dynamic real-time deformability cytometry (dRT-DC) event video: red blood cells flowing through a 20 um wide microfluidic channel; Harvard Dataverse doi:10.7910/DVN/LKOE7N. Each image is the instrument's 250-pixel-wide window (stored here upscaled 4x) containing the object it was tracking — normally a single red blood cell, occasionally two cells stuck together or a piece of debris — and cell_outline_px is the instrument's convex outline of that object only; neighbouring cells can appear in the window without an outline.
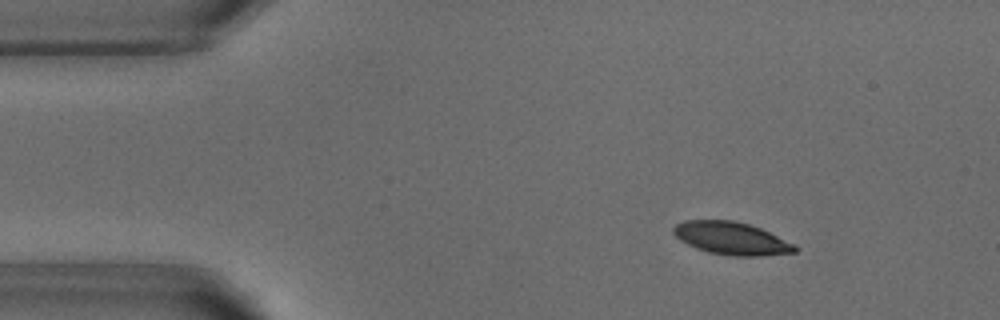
{"species": "common noctule bat (a hibernating species)", "species_latin": "Nyctalus noctula", "temperature_condition": "warm", "stored_images_in_passage": 48, "camera_frame_rate_fps": 3000, "um_per_image_px": 0.085, "animal": {"sex": "male", "body_mass_g": 18.8}, "frame": {"image": 1, "passage_image": 3, "time_ms": 0.667, "image_size_px": [1000, 320], "cell_outline_px": [[800, 248], [796, 252], [760, 256], [732, 256], [708, 252], [696, 248], [680, 240], [672, 232], [672, 228], [676, 224], [684, 220], [732, 220], [748, 224], [760, 228], [796, 244]], "centroid_in_image_um": [62.19, 20.26], "position_along_channel_um": 22.8, "area_um2": 23.24}}
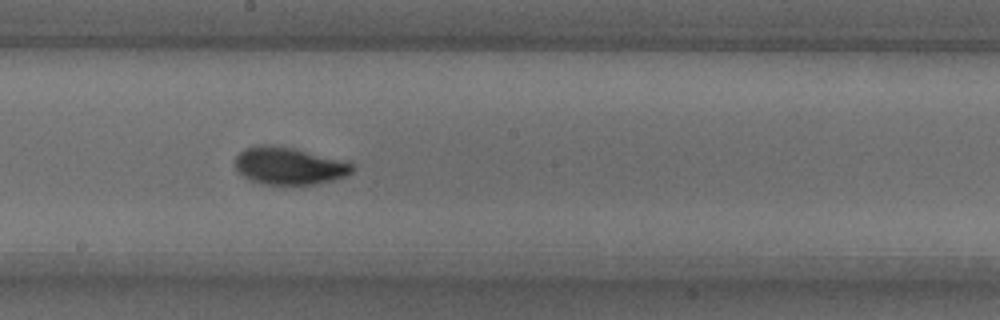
{"frame": {"image": 2, "passage_image": 24, "time_ms": 7.667, "image_size_px": [1000, 320], "cell_outline_px": [[356, 168], [348, 176], [316, 184], [264, 184], [252, 180], [236, 172], [236, 156], [244, 148], [260, 144], [264, 144], [292, 148], [344, 160], [352, 164]], "centroid_in_image_um": [24.58, 14.1], "position_along_channel_um": 223.6, "area_um2": 25.43}}
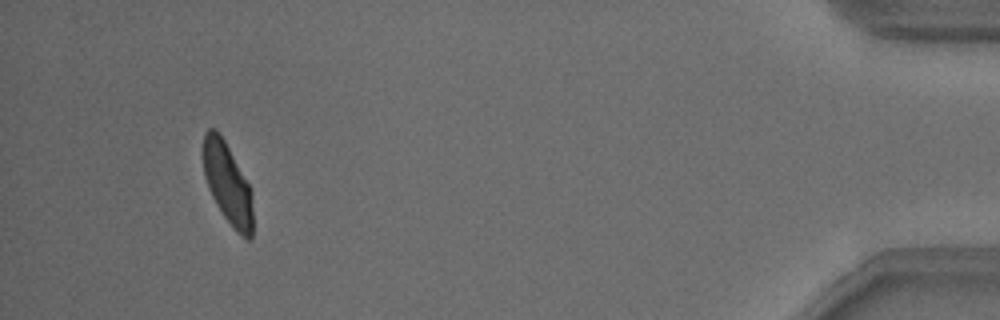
{"frame": {"image": 3, "passage_image": 45, "time_ms": 14.667, "image_size_px": [1000, 320], "cell_outline_px": [[252, 236], [248, 240], [236, 232], [232, 228], [224, 216], [212, 196], [208, 188], [204, 176], [204, 132], [208, 128], [216, 128], [224, 140], [252, 188]], "centroid_in_image_um": [19.36, 15.61], "position_along_channel_um": 415.8, "area_um2": 23.41}, "authors_computed_cell_mechanics": {"area_um2": 24.3049, "velocity_mm_per_s": 3.7938, "shape_relaxation_time_tau1_ms": 2.9808, "shape_relaxation_time_tau2_ms": 1.3358, "deformation_change_tau1": 0.146, "deformation_change_tau2": 0.0585}}